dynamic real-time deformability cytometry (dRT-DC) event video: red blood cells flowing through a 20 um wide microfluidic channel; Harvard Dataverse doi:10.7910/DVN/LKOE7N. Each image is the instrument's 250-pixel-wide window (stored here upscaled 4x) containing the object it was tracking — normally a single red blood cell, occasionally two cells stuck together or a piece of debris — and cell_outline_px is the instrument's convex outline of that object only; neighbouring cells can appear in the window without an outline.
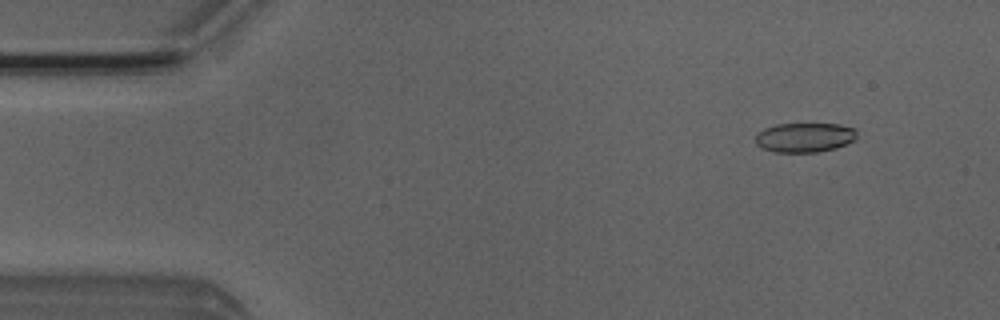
{"species": "Egyptian fruit bat (a non-hibernating species)", "species_latin": "Rousettus aegyptiacus", "temperature_condition": "room temperature", "stored_images_in_passage": 3, "camera_frame_rate_fps": 3000, "um_per_image_px": 0.085, "animal": {"sex": "male"}, "frame": {"image": 1, "passage_image": 1, "time_ms": 0.0, "image_size_px": [1000, 320], "cell_outline_px": [[856, 136], [852, 140], [836, 148], [816, 152], [776, 152], [760, 148], [756, 144], [756, 136], [764, 128], [776, 124], [840, 124], [856, 128]], "centroid_in_image_um": [68.38, 11.68], "position_along_channel_um": 16.6, "area_um2": 17.34}}